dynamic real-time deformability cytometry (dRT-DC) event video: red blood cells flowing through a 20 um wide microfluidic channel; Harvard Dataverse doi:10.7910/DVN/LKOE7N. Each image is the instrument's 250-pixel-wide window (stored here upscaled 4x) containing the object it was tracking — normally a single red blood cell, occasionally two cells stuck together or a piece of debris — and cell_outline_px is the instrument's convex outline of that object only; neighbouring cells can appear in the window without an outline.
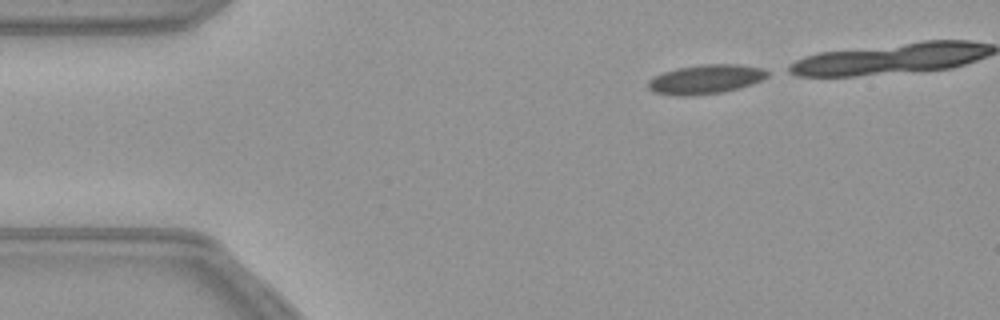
{"species": "common noctule bat (a hibernating species)", "species_latin": "Nyctalus noctula", "temperature_condition": "warm", "stored_images_in_passage": 16, "camera_frame_rate_fps": 3000, "um_per_image_px": 0.085, "animal": {"sex": "female", "body_mass_g": 21.9}, "frame": {"image": 1, "passage_image": 1, "time_ms": 0.0, "image_size_px": [1000, 320], "cell_outline_px": [[772, 72], [768, 76], [752, 84], [720, 92], [692, 96], [676, 96], [652, 92], [648, 88], [648, 80], [664, 72], [676, 68], [704, 64], [740, 64], [764, 68]], "centroid_in_image_um": [59.99, 6.73], "position_along_channel_um": 25.0, "area_um2": 20.4}}
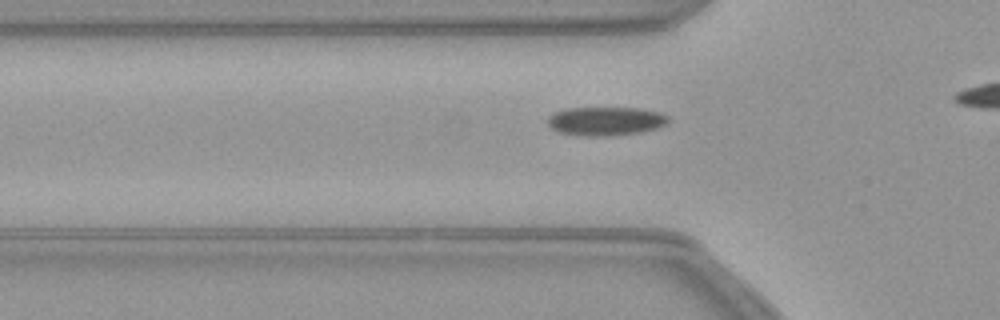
{"frame": {"image": 2, "passage_image": 10, "time_ms": 3.0, "image_size_px": [1000, 320], "cell_outline_px": [[668, 124], [656, 128], [640, 132], [608, 136], [580, 136], [560, 132], [552, 128], [548, 124], [548, 116], [564, 108], [640, 108], [656, 112], [668, 116]], "centroid_in_image_um": [51.46, 10.3], "position_along_channel_um": 74.3, "area_um2": 20.11}}